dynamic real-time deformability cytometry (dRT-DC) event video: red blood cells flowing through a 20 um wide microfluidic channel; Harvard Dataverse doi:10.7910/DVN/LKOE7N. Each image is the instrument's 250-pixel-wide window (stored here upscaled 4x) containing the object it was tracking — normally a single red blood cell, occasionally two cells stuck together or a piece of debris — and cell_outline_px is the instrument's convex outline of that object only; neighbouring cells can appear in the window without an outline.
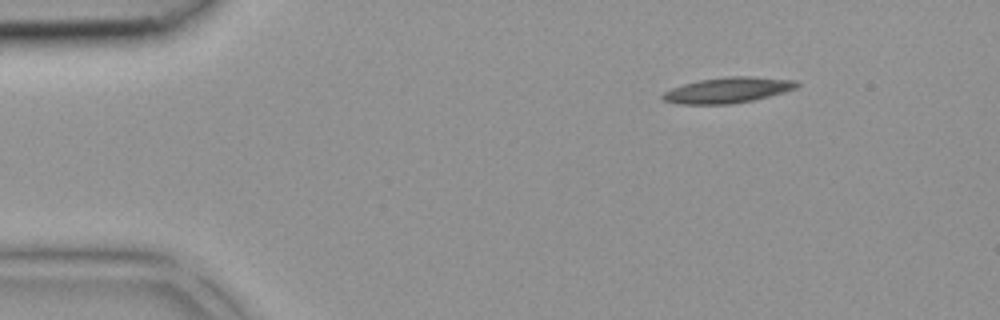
{"species": "common noctule bat (a hibernating species)", "species_latin": "Nyctalus noctula", "temperature_condition": "room temperature", "stored_images_in_passage": 36, "camera_frame_rate_fps": 3000, "um_per_image_px": 0.085, "animal": {"sex": "female", "body_mass_g": 18.4}, "frame": {"image": 1, "passage_image": 1, "time_ms": 0.0, "image_size_px": [1000, 320], "cell_outline_px": [[800, 84], [796, 88], [784, 92], [752, 100], [732, 104], [676, 104], [664, 100], [660, 96], [664, 92], [672, 88], [684, 84], [700, 80], [724, 76], [752, 76], [796, 80]], "centroid_in_image_um": [61.86, 7.66], "position_along_channel_um": 23.1, "area_um2": 20.06}}
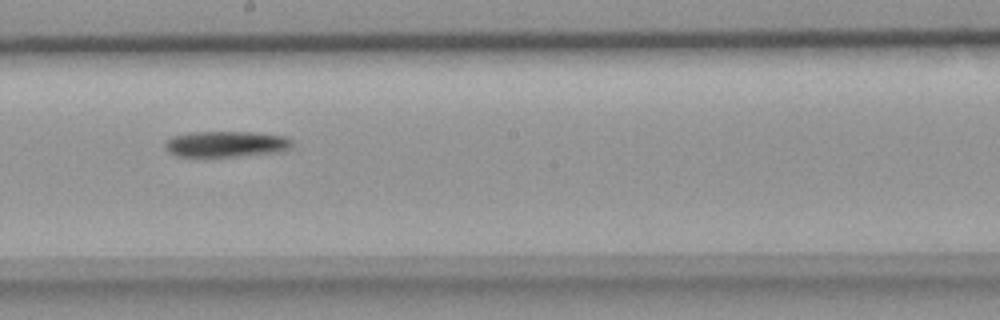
{"frame": {"image": 2, "passage_image": 18, "time_ms": 5.667, "image_size_px": [1000, 320], "cell_outline_px": [[292, 144], [288, 148], [280, 152], [236, 156], [176, 156], [168, 152], [164, 148], [164, 144], [172, 136], [192, 132], [252, 132], [288, 136], [292, 140]], "centroid_in_image_um": [19.21, 12.24], "position_along_channel_um": 229.0, "area_um2": 19.19}}
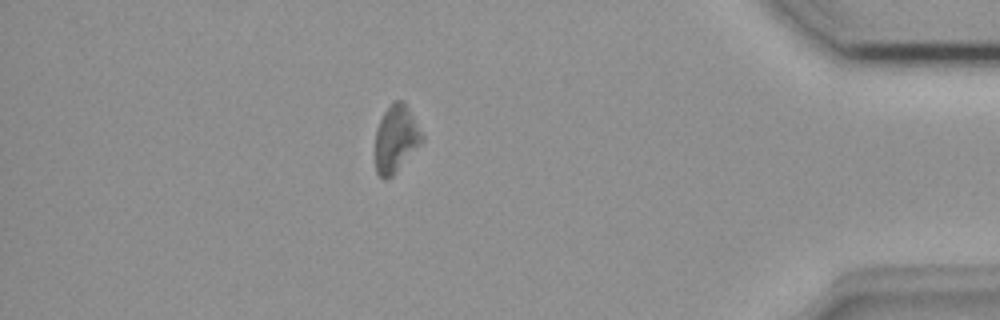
{"frame": {"image": 3, "passage_image": 31, "time_ms": 10.0, "image_size_px": [1000, 320], "cell_outline_px": [[424, 140], [396, 172], [388, 180], [384, 180], [376, 172], [376, 128], [384, 112], [396, 100], [400, 100], [408, 108], [424, 136]], "centroid_in_image_um": [33.65, 11.84], "position_along_channel_um": 401.5, "area_um2": 17.98}}